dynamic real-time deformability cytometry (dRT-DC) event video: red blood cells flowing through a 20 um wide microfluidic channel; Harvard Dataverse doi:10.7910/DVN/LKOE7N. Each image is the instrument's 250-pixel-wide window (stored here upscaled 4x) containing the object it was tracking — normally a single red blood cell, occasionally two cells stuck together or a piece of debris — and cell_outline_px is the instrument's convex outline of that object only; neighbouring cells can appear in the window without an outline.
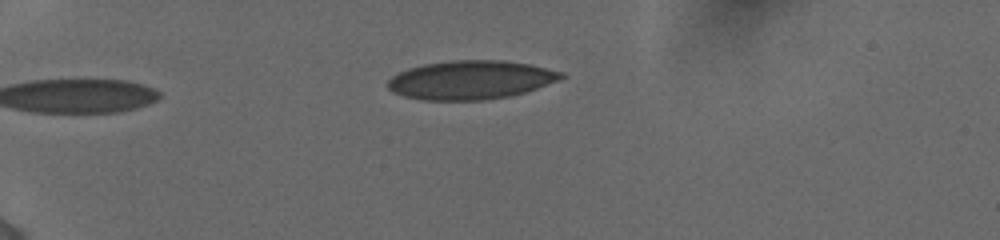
{"species": "human", "species_latin": "Homo sapiens", "temperature_condition": "cold", "stored_images_in_passage": 40, "camera_frame_rate_fps": 3000, "um_per_image_px": 0.085, "donor": {"sex": "female"}, "frame": {"image": 1, "passage_image": 1, "time_ms": 0.0, "image_size_px": [1000, 240], "cell_outline_px": [[568, 76], [536, 88], [524, 92], [508, 96], [484, 100], [424, 100], [404, 96], [392, 92], [388, 88], [388, 80], [392, 76], [408, 68], [424, 64], [452, 60], [500, 60], [528, 64], [564, 72]], "centroid_in_image_um": [39.99, 6.79], "position_along_channel_um": 45.0, "area_um2": 38.96}}
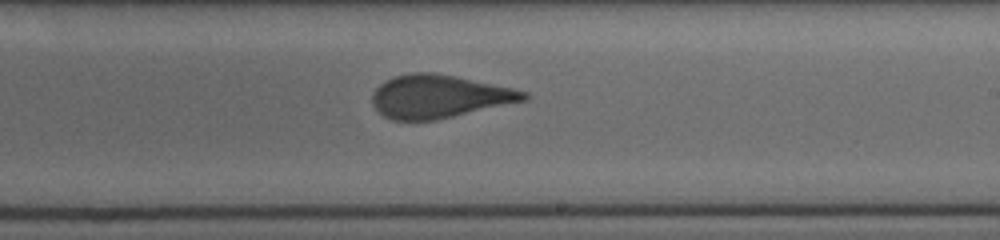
{"frame": {"image": 2, "passage_image": 21, "time_ms": 6.667, "image_size_px": [1000, 240], "cell_outline_px": [[528, 100], [436, 120], [392, 120], [384, 116], [372, 104], [372, 92], [384, 80], [408, 72], [432, 72], [512, 88], [528, 92]], "centroid_in_image_um": [37.3, 8.2], "position_along_channel_um": 251.7, "area_um2": 37.86}}
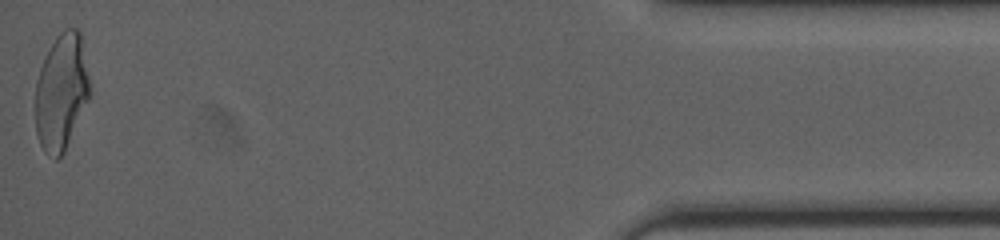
{"frame": {"image": 3, "passage_image": 40, "time_ms": 13.0, "image_size_px": [1000, 240], "cell_outline_px": [[88, 100], [64, 152], [56, 160], [44, 152], [36, 136], [36, 80], [44, 56], [56, 36], [64, 28], [80, 28], [88, 80]], "centroid_in_image_um": [5.18, 7.81], "position_along_channel_um": 430.0, "area_um2": 36.59}, "authors_computed_cell_mechanics": {"area_um2": 38.3214, "velocity_mm_per_s": 3.8827, "shape_relaxation_time_tau1_ms": 5.9369, "shape_relaxation_time_tau2_ms": 0.8164, "deformation_change_tau1": 0.1877, "deformation_change_tau2": 0.0695}}